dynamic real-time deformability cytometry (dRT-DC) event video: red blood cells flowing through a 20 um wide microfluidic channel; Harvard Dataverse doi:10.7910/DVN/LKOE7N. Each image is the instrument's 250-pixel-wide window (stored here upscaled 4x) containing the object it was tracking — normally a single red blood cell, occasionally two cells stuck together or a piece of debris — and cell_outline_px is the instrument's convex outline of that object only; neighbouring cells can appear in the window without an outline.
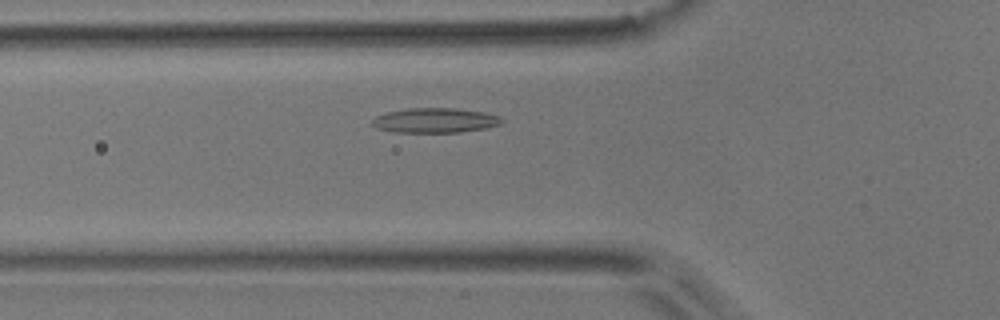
{"species": "common noctule bat (a hibernating species)", "species_latin": "Nyctalus noctula", "temperature_condition": "room temperature", "stored_images_in_passage": 39, "camera_frame_rate_fps": 3000, "um_per_image_px": 0.085, "animal": {"sex": "male", "body_mass_g": 17.9}, "frame": {"image": 1, "passage_image": 7, "time_ms": 2.0, "image_size_px": [1000, 320], "cell_outline_px": [[504, 120], [500, 124], [484, 128], [460, 132], [396, 132], [376, 128], [368, 124], [376, 116], [388, 112], [408, 108], [452, 108], [484, 112], [500, 116]], "centroid_in_image_um": [36.94, 10.23], "position_along_channel_um": 88.9, "area_um2": 18.67}}
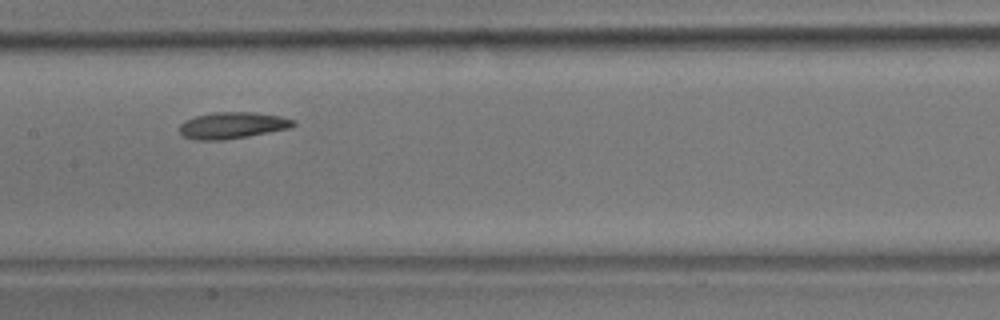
{"frame": {"image": 2, "passage_image": 15, "time_ms": 4.667, "image_size_px": [1000, 320], "cell_outline_px": [[296, 124], [292, 128], [248, 136], [224, 140], [196, 140], [184, 136], [180, 132], [180, 124], [184, 120], [196, 116], [212, 112], [252, 112], [280, 116], [296, 120]], "centroid_in_image_um": [19.78, 10.65], "position_along_channel_um": 187.6, "area_um2": 17.69}}
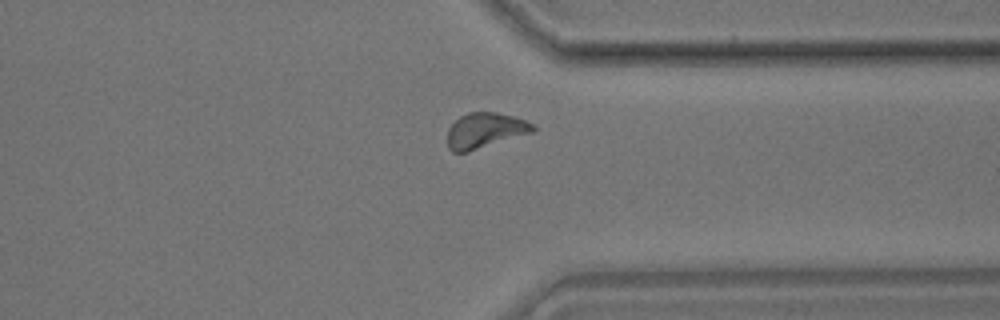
{"frame": {"image": 3, "passage_image": 30, "time_ms": 9.667, "image_size_px": [1000, 320], "cell_outline_px": [[536, 128], [532, 132], [468, 152], [452, 152], [448, 148], [448, 128], [460, 116], [468, 112], [496, 112], [516, 116], [536, 124]], "centroid_in_image_um": [41.25, 11.07], "position_along_channel_um": 370.2, "area_um2": 17.69}, "authors_computed_cell_mechanics": {"area_um2": 17.34, "velocity_mm_per_s": 3.6849, "shape_relaxation_time_tau1_ms": 6.1152, "shape_relaxation_time_tau2_ms": null, "deformation_change_tau1": 0.1098, "deformation_change_tau2": null}}